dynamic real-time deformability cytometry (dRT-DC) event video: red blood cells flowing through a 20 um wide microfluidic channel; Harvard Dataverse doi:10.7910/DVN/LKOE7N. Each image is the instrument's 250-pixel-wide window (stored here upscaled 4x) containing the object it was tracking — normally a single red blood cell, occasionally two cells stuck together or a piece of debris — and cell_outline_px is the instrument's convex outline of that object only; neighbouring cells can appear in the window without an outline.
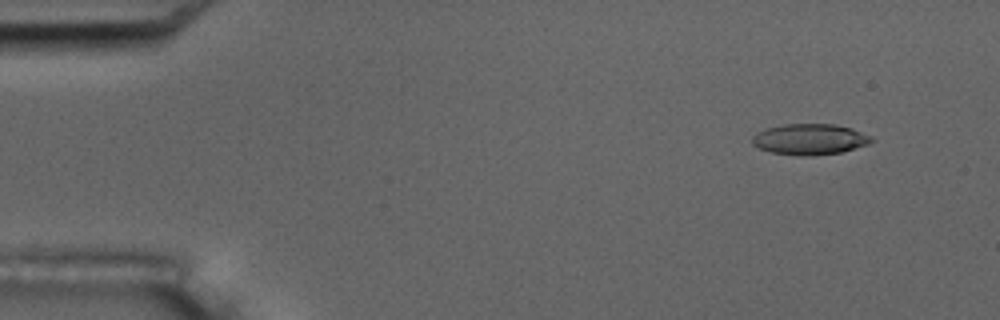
{"species": "common noctule bat (a hibernating species)", "species_latin": "Nyctalus noctula", "temperature_condition": "room temperature", "stored_images_in_passage": 5, "camera_frame_rate_fps": 3000, "um_per_image_px": 0.085, "animal": {"sex": "male", "body_mass_g": 17.5, "forearm_length_mm": 52.3}, "frame": {"image": 1, "passage_image": 2, "time_ms": 0.333, "image_size_px": [1000, 320], "cell_outline_px": [[876, 140], [868, 144], [840, 152], [808, 156], [800, 156], [772, 152], [760, 148], [752, 144], [752, 136], [756, 132], [764, 128], [784, 124], [836, 124], [852, 128], [872, 136]], "centroid_in_image_um": [68.83, 11.82], "position_along_channel_um": 16.2, "area_um2": 21.56}}